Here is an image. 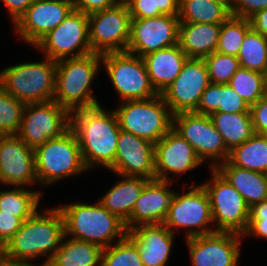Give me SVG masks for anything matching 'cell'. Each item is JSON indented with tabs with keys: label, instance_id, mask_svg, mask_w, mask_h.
Here are the masks:
<instances>
[{
	"label": "cell",
	"instance_id": "6da1fadb",
	"mask_svg": "<svg viewBox=\"0 0 267 266\" xmlns=\"http://www.w3.org/2000/svg\"><path fill=\"white\" fill-rule=\"evenodd\" d=\"M98 105L71 112L70 129L79 143L82 158L90 171L96 167L108 169L115 160L120 126L114 110Z\"/></svg>",
	"mask_w": 267,
	"mask_h": 266
},
{
	"label": "cell",
	"instance_id": "7a4b0ae2",
	"mask_svg": "<svg viewBox=\"0 0 267 266\" xmlns=\"http://www.w3.org/2000/svg\"><path fill=\"white\" fill-rule=\"evenodd\" d=\"M64 236V219L58 207L44 209L42 213L37 210L23 221L20 229L1 249V255L22 262L47 256L44 265L59 249Z\"/></svg>",
	"mask_w": 267,
	"mask_h": 266
},
{
	"label": "cell",
	"instance_id": "3957f363",
	"mask_svg": "<svg viewBox=\"0 0 267 266\" xmlns=\"http://www.w3.org/2000/svg\"><path fill=\"white\" fill-rule=\"evenodd\" d=\"M64 219L65 236L109 247L127 235L125 222L97 203L72 202L58 206Z\"/></svg>",
	"mask_w": 267,
	"mask_h": 266
},
{
	"label": "cell",
	"instance_id": "277c9868",
	"mask_svg": "<svg viewBox=\"0 0 267 266\" xmlns=\"http://www.w3.org/2000/svg\"><path fill=\"white\" fill-rule=\"evenodd\" d=\"M102 66V54L90 53L57 61L55 100L70 112L100 105L92 82Z\"/></svg>",
	"mask_w": 267,
	"mask_h": 266
},
{
	"label": "cell",
	"instance_id": "5b68a950",
	"mask_svg": "<svg viewBox=\"0 0 267 266\" xmlns=\"http://www.w3.org/2000/svg\"><path fill=\"white\" fill-rule=\"evenodd\" d=\"M23 62L0 70V87L24 103L48 102L55 94L57 62Z\"/></svg>",
	"mask_w": 267,
	"mask_h": 266
},
{
	"label": "cell",
	"instance_id": "8992f818",
	"mask_svg": "<svg viewBox=\"0 0 267 266\" xmlns=\"http://www.w3.org/2000/svg\"><path fill=\"white\" fill-rule=\"evenodd\" d=\"M34 155L38 184L44 187L88 171L77 138L71 129L36 147Z\"/></svg>",
	"mask_w": 267,
	"mask_h": 266
},
{
	"label": "cell",
	"instance_id": "52a82bcc",
	"mask_svg": "<svg viewBox=\"0 0 267 266\" xmlns=\"http://www.w3.org/2000/svg\"><path fill=\"white\" fill-rule=\"evenodd\" d=\"M120 129L157 143L173 127V114L161 94L144 100H128L114 109Z\"/></svg>",
	"mask_w": 267,
	"mask_h": 266
},
{
	"label": "cell",
	"instance_id": "ba28073f",
	"mask_svg": "<svg viewBox=\"0 0 267 266\" xmlns=\"http://www.w3.org/2000/svg\"><path fill=\"white\" fill-rule=\"evenodd\" d=\"M189 188L182 194L175 192L163 224L174 235L176 230L185 229V239L216 232L212 228L211 206L206 190L195 183Z\"/></svg>",
	"mask_w": 267,
	"mask_h": 266
},
{
	"label": "cell",
	"instance_id": "9c48e42d",
	"mask_svg": "<svg viewBox=\"0 0 267 266\" xmlns=\"http://www.w3.org/2000/svg\"><path fill=\"white\" fill-rule=\"evenodd\" d=\"M102 65L120 102L159 95L150 82L143 57L127 51L108 52L102 54Z\"/></svg>",
	"mask_w": 267,
	"mask_h": 266
},
{
	"label": "cell",
	"instance_id": "30bf717a",
	"mask_svg": "<svg viewBox=\"0 0 267 266\" xmlns=\"http://www.w3.org/2000/svg\"><path fill=\"white\" fill-rule=\"evenodd\" d=\"M208 182L201 183L206 190L211 206L212 221L216 232H230L243 235L247 230L249 209L244 198L216 170Z\"/></svg>",
	"mask_w": 267,
	"mask_h": 266
},
{
	"label": "cell",
	"instance_id": "8fae6325",
	"mask_svg": "<svg viewBox=\"0 0 267 266\" xmlns=\"http://www.w3.org/2000/svg\"><path fill=\"white\" fill-rule=\"evenodd\" d=\"M172 128L194 148L203 164L209 161L210 169L228 160L230 150L209 115L195 112L174 114Z\"/></svg>",
	"mask_w": 267,
	"mask_h": 266
},
{
	"label": "cell",
	"instance_id": "7c38bea8",
	"mask_svg": "<svg viewBox=\"0 0 267 266\" xmlns=\"http://www.w3.org/2000/svg\"><path fill=\"white\" fill-rule=\"evenodd\" d=\"M132 17L124 0L88 15L89 42L93 53L125 52L131 36Z\"/></svg>",
	"mask_w": 267,
	"mask_h": 266
},
{
	"label": "cell",
	"instance_id": "4fadbf2b",
	"mask_svg": "<svg viewBox=\"0 0 267 266\" xmlns=\"http://www.w3.org/2000/svg\"><path fill=\"white\" fill-rule=\"evenodd\" d=\"M71 112L55 100L26 103L21 126L16 134L33 149L70 129Z\"/></svg>",
	"mask_w": 267,
	"mask_h": 266
},
{
	"label": "cell",
	"instance_id": "5bb4252c",
	"mask_svg": "<svg viewBox=\"0 0 267 266\" xmlns=\"http://www.w3.org/2000/svg\"><path fill=\"white\" fill-rule=\"evenodd\" d=\"M53 61L76 58L92 52L89 42L88 15L73 9L55 29L35 46Z\"/></svg>",
	"mask_w": 267,
	"mask_h": 266
},
{
	"label": "cell",
	"instance_id": "9a60e30c",
	"mask_svg": "<svg viewBox=\"0 0 267 266\" xmlns=\"http://www.w3.org/2000/svg\"><path fill=\"white\" fill-rule=\"evenodd\" d=\"M203 59L188 58L175 80L161 93L171 113L195 112L210 84Z\"/></svg>",
	"mask_w": 267,
	"mask_h": 266
},
{
	"label": "cell",
	"instance_id": "2e32d148",
	"mask_svg": "<svg viewBox=\"0 0 267 266\" xmlns=\"http://www.w3.org/2000/svg\"><path fill=\"white\" fill-rule=\"evenodd\" d=\"M179 22L178 15L132 19L127 52L143 57L148 53L177 45Z\"/></svg>",
	"mask_w": 267,
	"mask_h": 266
},
{
	"label": "cell",
	"instance_id": "e0dca14e",
	"mask_svg": "<svg viewBox=\"0 0 267 266\" xmlns=\"http://www.w3.org/2000/svg\"><path fill=\"white\" fill-rule=\"evenodd\" d=\"M73 9L71 1L34 0L13 25L15 34L34 48L45 35L63 22Z\"/></svg>",
	"mask_w": 267,
	"mask_h": 266
},
{
	"label": "cell",
	"instance_id": "ac0fdd59",
	"mask_svg": "<svg viewBox=\"0 0 267 266\" xmlns=\"http://www.w3.org/2000/svg\"><path fill=\"white\" fill-rule=\"evenodd\" d=\"M237 233L214 232L185 239L192 266H239L240 244Z\"/></svg>",
	"mask_w": 267,
	"mask_h": 266
},
{
	"label": "cell",
	"instance_id": "d6986e66",
	"mask_svg": "<svg viewBox=\"0 0 267 266\" xmlns=\"http://www.w3.org/2000/svg\"><path fill=\"white\" fill-rule=\"evenodd\" d=\"M0 183L14 187L38 183L34 149L17 135L0 136Z\"/></svg>",
	"mask_w": 267,
	"mask_h": 266
},
{
	"label": "cell",
	"instance_id": "ffe728a7",
	"mask_svg": "<svg viewBox=\"0 0 267 266\" xmlns=\"http://www.w3.org/2000/svg\"><path fill=\"white\" fill-rule=\"evenodd\" d=\"M202 164L194 148L173 128L155 143V179L175 182L174 177Z\"/></svg>",
	"mask_w": 267,
	"mask_h": 266
},
{
	"label": "cell",
	"instance_id": "44dd1931",
	"mask_svg": "<svg viewBox=\"0 0 267 266\" xmlns=\"http://www.w3.org/2000/svg\"><path fill=\"white\" fill-rule=\"evenodd\" d=\"M107 170L155 179V144L121 129L114 163Z\"/></svg>",
	"mask_w": 267,
	"mask_h": 266
},
{
	"label": "cell",
	"instance_id": "7402d4cb",
	"mask_svg": "<svg viewBox=\"0 0 267 266\" xmlns=\"http://www.w3.org/2000/svg\"><path fill=\"white\" fill-rule=\"evenodd\" d=\"M170 181L149 180L136 201L130 218L125 222L127 231L139 225L163 224L175 194Z\"/></svg>",
	"mask_w": 267,
	"mask_h": 266
},
{
	"label": "cell",
	"instance_id": "603a6c76",
	"mask_svg": "<svg viewBox=\"0 0 267 266\" xmlns=\"http://www.w3.org/2000/svg\"><path fill=\"white\" fill-rule=\"evenodd\" d=\"M127 236L135 243L143 266H167L174 234L164 224L139 225L128 230Z\"/></svg>",
	"mask_w": 267,
	"mask_h": 266
},
{
	"label": "cell",
	"instance_id": "cb8c5ba5",
	"mask_svg": "<svg viewBox=\"0 0 267 266\" xmlns=\"http://www.w3.org/2000/svg\"><path fill=\"white\" fill-rule=\"evenodd\" d=\"M143 59L152 86L161 94L179 75L188 57L177 44L148 53Z\"/></svg>",
	"mask_w": 267,
	"mask_h": 266
},
{
	"label": "cell",
	"instance_id": "d4e9b609",
	"mask_svg": "<svg viewBox=\"0 0 267 266\" xmlns=\"http://www.w3.org/2000/svg\"><path fill=\"white\" fill-rule=\"evenodd\" d=\"M221 23L179 22L178 44L188 58L203 59L216 51Z\"/></svg>",
	"mask_w": 267,
	"mask_h": 266
},
{
	"label": "cell",
	"instance_id": "484cf974",
	"mask_svg": "<svg viewBox=\"0 0 267 266\" xmlns=\"http://www.w3.org/2000/svg\"><path fill=\"white\" fill-rule=\"evenodd\" d=\"M98 201L110 212L126 222L135 207L136 201L149 179L140 176H124Z\"/></svg>",
	"mask_w": 267,
	"mask_h": 266
},
{
	"label": "cell",
	"instance_id": "4316f807",
	"mask_svg": "<svg viewBox=\"0 0 267 266\" xmlns=\"http://www.w3.org/2000/svg\"><path fill=\"white\" fill-rule=\"evenodd\" d=\"M215 169L239 192L249 207L267 200V174L239 168L228 160Z\"/></svg>",
	"mask_w": 267,
	"mask_h": 266
},
{
	"label": "cell",
	"instance_id": "83f0119b",
	"mask_svg": "<svg viewBox=\"0 0 267 266\" xmlns=\"http://www.w3.org/2000/svg\"><path fill=\"white\" fill-rule=\"evenodd\" d=\"M103 248L97 244L64 236L47 266H101Z\"/></svg>",
	"mask_w": 267,
	"mask_h": 266
},
{
	"label": "cell",
	"instance_id": "f1b7e54d",
	"mask_svg": "<svg viewBox=\"0 0 267 266\" xmlns=\"http://www.w3.org/2000/svg\"><path fill=\"white\" fill-rule=\"evenodd\" d=\"M249 105L229 84L210 83L202 93L195 113L211 115L214 112H250Z\"/></svg>",
	"mask_w": 267,
	"mask_h": 266
},
{
	"label": "cell",
	"instance_id": "f546056e",
	"mask_svg": "<svg viewBox=\"0 0 267 266\" xmlns=\"http://www.w3.org/2000/svg\"><path fill=\"white\" fill-rule=\"evenodd\" d=\"M210 117L230 151L255 134L250 112H214Z\"/></svg>",
	"mask_w": 267,
	"mask_h": 266
},
{
	"label": "cell",
	"instance_id": "4dcf8cb0",
	"mask_svg": "<svg viewBox=\"0 0 267 266\" xmlns=\"http://www.w3.org/2000/svg\"><path fill=\"white\" fill-rule=\"evenodd\" d=\"M228 161L239 168L267 174V135L254 134L234 147Z\"/></svg>",
	"mask_w": 267,
	"mask_h": 266
},
{
	"label": "cell",
	"instance_id": "1f68e13d",
	"mask_svg": "<svg viewBox=\"0 0 267 266\" xmlns=\"http://www.w3.org/2000/svg\"><path fill=\"white\" fill-rule=\"evenodd\" d=\"M42 196V191L28 190L25 187L15 186L12 190L1 189L0 211L13 214L25 221L39 209Z\"/></svg>",
	"mask_w": 267,
	"mask_h": 266
},
{
	"label": "cell",
	"instance_id": "d6a6232c",
	"mask_svg": "<svg viewBox=\"0 0 267 266\" xmlns=\"http://www.w3.org/2000/svg\"><path fill=\"white\" fill-rule=\"evenodd\" d=\"M230 11L211 0H180L179 21L187 23H223Z\"/></svg>",
	"mask_w": 267,
	"mask_h": 266
},
{
	"label": "cell",
	"instance_id": "836d02e7",
	"mask_svg": "<svg viewBox=\"0 0 267 266\" xmlns=\"http://www.w3.org/2000/svg\"><path fill=\"white\" fill-rule=\"evenodd\" d=\"M240 67L267 73V37L252 27L247 31L237 55Z\"/></svg>",
	"mask_w": 267,
	"mask_h": 266
},
{
	"label": "cell",
	"instance_id": "e575fe53",
	"mask_svg": "<svg viewBox=\"0 0 267 266\" xmlns=\"http://www.w3.org/2000/svg\"><path fill=\"white\" fill-rule=\"evenodd\" d=\"M251 28L249 19L229 16L221 23L217 52L236 56L239 54L247 31Z\"/></svg>",
	"mask_w": 267,
	"mask_h": 266
},
{
	"label": "cell",
	"instance_id": "d590c367",
	"mask_svg": "<svg viewBox=\"0 0 267 266\" xmlns=\"http://www.w3.org/2000/svg\"><path fill=\"white\" fill-rule=\"evenodd\" d=\"M228 84L250 107L264 96L265 74L240 67Z\"/></svg>",
	"mask_w": 267,
	"mask_h": 266
},
{
	"label": "cell",
	"instance_id": "8d00e7d4",
	"mask_svg": "<svg viewBox=\"0 0 267 266\" xmlns=\"http://www.w3.org/2000/svg\"><path fill=\"white\" fill-rule=\"evenodd\" d=\"M101 266H143V263L135 243L126 235L103 248Z\"/></svg>",
	"mask_w": 267,
	"mask_h": 266
},
{
	"label": "cell",
	"instance_id": "74e56055",
	"mask_svg": "<svg viewBox=\"0 0 267 266\" xmlns=\"http://www.w3.org/2000/svg\"><path fill=\"white\" fill-rule=\"evenodd\" d=\"M25 106L0 87V136L18 133Z\"/></svg>",
	"mask_w": 267,
	"mask_h": 266
},
{
	"label": "cell",
	"instance_id": "f35d334b",
	"mask_svg": "<svg viewBox=\"0 0 267 266\" xmlns=\"http://www.w3.org/2000/svg\"><path fill=\"white\" fill-rule=\"evenodd\" d=\"M212 84H228L234 73L240 68L236 56L217 51L203 58Z\"/></svg>",
	"mask_w": 267,
	"mask_h": 266
},
{
	"label": "cell",
	"instance_id": "ab89813d",
	"mask_svg": "<svg viewBox=\"0 0 267 266\" xmlns=\"http://www.w3.org/2000/svg\"><path fill=\"white\" fill-rule=\"evenodd\" d=\"M267 240V200L255 203L249 209L247 230L242 235Z\"/></svg>",
	"mask_w": 267,
	"mask_h": 266
},
{
	"label": "cell",
	"instance_id": "60d3db41",
	"mask_svg": "<svg viewBox=\"0 0 267 266\" xmlns=\"http://www.w3.org/2000/svg\"><path fill=\"white\" fill-rule=\"evenodd\" d=\"M267 8V0H233L231 16L250 19L257 12Z\"/></svg>",
	"mask_w": 267,
	"mask_h": 266
},
{
	"label": "cell",
	"instance_id": "b9f144b4",
	"mask_svg": "<svg viewBox=\"0 0 267 266\" xmlns=\"http://www.w3.org/2000/svg\"><path fill=\"white\" fill-rule=\"evenodd\" d=\"M249 111L255 134L267 135V97L259 99Z\"/></svg>",
	"mask_w": 267,
	"mask_h": 266
},
{
	"label": "cell",
	"instance_id": "7bdbcfd3",
	"mask_svg": "<svg viewBox=\"0 0 267 266\" xmlns=\"http://www.w3.org/2000/svg\"><path fill=\"white\" fill-rule=\"evenodd\" d=\"M23 220L13 214L2 213L0 211V248L16 234L20 229Z\"/></svg>",
	"mask_w": 267,
	"mask_h": 266
},
{
	"label": "cell",
	"instance_id": "ee69618b",
	"mask_svg": "<svg viewBox=\"0 0 267 266\" xmlns=\"http://www.w3.org/2000/svg\"><path fill=\"white\" fill-rule=\"evenodd\" d=\"M129 8L132 19H145L163 15L154 11L153 0H124Z\"/></svg>",
	"mask_w": 267,
	"mask_h": 266
},
{
	"label": "cell",
	"instance_id": "f6af8a7d",
	"mask_svg": "<svg viewBox=\"0 0 267 266\" xmlns=\"http://www.w3.org/2000/svg\"><path fill=\"white\" fill-rule=\"evenodd\" d=\"M120 0H71L73 8L87 15L114 6Z\"/></svg>",
	"mask_w": 267,
	"mask_h": 266
},
{
	"label": "cell",
	"instance_id": "bcb514c9",
	"mask_svg": "<svg viewBox=\"0 0 267 266\" xmlns=\"http://www.w3.org/2000/svg\"><path fill=\"white\" fill-rule=\"evenodd\" d=\"M34 0H1L8 10L13 25L25 13Z\"/></svg>",
	"mask_w": 267,
	"mask_h": 266
},
{
	"label": "cell",
	"instance_id": "7dc6e473",
	"mask_svg": "<svg viewBox=\"0 0 267 266\" xmlns=\"http://www.w3.org/2000/svg\"><path fill=\"white\" fill-rule=\"evenodd\" d=\"M154 11H160L163 15H179L180 0H153Z\"/></svg>",
	"mask_w": 267,
	"mask_h": 266
},
{
	"label": "cell",
	"instance_id": "c3c4849f",
	"mask_svg": "<svg viewBox=\"0 0 267 266\" xmlns=\"http://www.w3.org/2000/svg\"><path fill=\"white\" fill-rule=\"evenodd\" d=\"M249 20L255 31L267 37V8L257 12Z\"/></svg>",
	"mask_w": 267,
	"mask_h": 266
},
{
	"label": "cell",
	"instance_id": "681fc988",
	"mask_svg": "<svg viewBox=\"0 0 267 266\" xmlns=\"http://www.w3.org/2000/svg\"><path fill=\"white\" fill-rule=\"evenodd\" d=\"M0 266H38L32 262L12 261L0 255ZM41 266V265H40Z\"/></svg>",
	"mask_w": 267,
	"mask_h": 266
},
{
	"label": "cell",
	"instance_id": "f907efd6",
	"mask_svg": "<svg viewBox=\"0 0 267 266\" xmlns=\"http://www.w3.org/2000/svg\"><path fill=\"white\" fill-rule=\"evenodd\" d=\"M217 3H222L229 11L232 8L233 0H211Z\"/></svg>",
	"mask_w": 267,
	"mask_h": 266
},
{
	"label": "cell",
	"instance_id": "816d5d0a",
	"mask_svg": "<svg viewBox=\"0 0 267 266\" xmlns=\"http://www.w3.org/2000/svg\"><path fill=\"white\" fill-rule=\"evenodd\" d=\"M264 96L267 97V73L265 74Z\"/></svg>",
	"mask_w": 267,
	"mask_h": 266
}]
</instances>
